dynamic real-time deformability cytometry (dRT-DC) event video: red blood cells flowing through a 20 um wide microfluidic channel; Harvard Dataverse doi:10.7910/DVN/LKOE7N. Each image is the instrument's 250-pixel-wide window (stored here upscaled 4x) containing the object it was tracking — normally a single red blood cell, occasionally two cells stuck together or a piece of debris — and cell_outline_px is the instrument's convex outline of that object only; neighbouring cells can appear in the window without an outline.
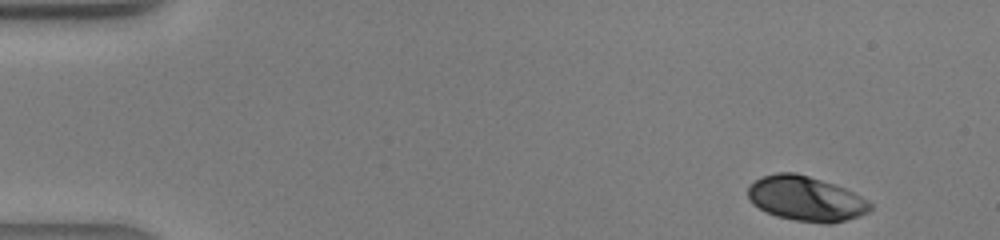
{"species": "human", "species_latin": "Homo sapiens", "temperature_condition": "warm", "stored_images_in_passage": 39, "camera_frame_rate_fps": 3000, "um_per_image_px": 0.085, "donor": {"sex": "male"}, "frame": {"image": 1, "passage_image": 1, "time_ms": 0.0, "image_size_px": [1000, 240], "cell_outline_px": [[872, 208], [868, 212], [860, 216], [832, 224], [824, 224], [796, 220], [776, 216], [752, 204], [748, 200], [748, 188], [760, 176], [776, 172], [796, 172], [844, 188], [868, 200], [872, 204]], "centroid_in_image_um": [68.5, 16.89], "position_along_channel_um": 16.5, "area_um2": 31.91}}
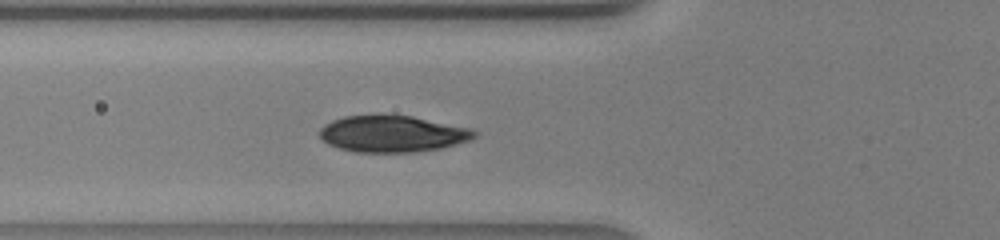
{"frame": {"image": 2, "passage_image": 13, "time_ms": 4.0, "image_size_px": [1000, 240], "cell_outline_px": [[480, 132], [472, 140], [440, 148], [416, 152], [356, 152], [340, 148], [328, 144], [320, 136], [320, 128], [324, 124], [332, 120], [344, 116], [412, 116], [472, 128]], "centroid_in_image_um": [33.41, 11.38], "position_along_channel_um": 92.4, "area_um2": 32.83}}
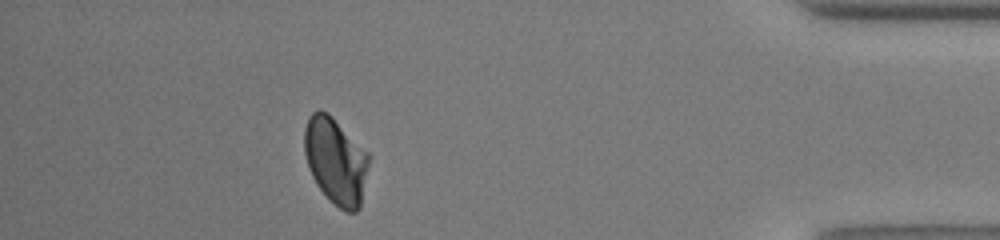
{"frame": {"image": 3, "passage_image": 35, "time_ms": 11.333, "image_size_px": [1000, 240], "cell_outline_px": [[372, 156], [360, 208], [356, 212], [344, 212], [316, 184], [308, 168], [304, 152], [304, 128], [308, 116], [312, 112], [320, 108], [328, 112]], "centroid_in_image_um": [28.55, 13.64], "position_along_channel_um": 406.6, "area_um2": 32.95}}